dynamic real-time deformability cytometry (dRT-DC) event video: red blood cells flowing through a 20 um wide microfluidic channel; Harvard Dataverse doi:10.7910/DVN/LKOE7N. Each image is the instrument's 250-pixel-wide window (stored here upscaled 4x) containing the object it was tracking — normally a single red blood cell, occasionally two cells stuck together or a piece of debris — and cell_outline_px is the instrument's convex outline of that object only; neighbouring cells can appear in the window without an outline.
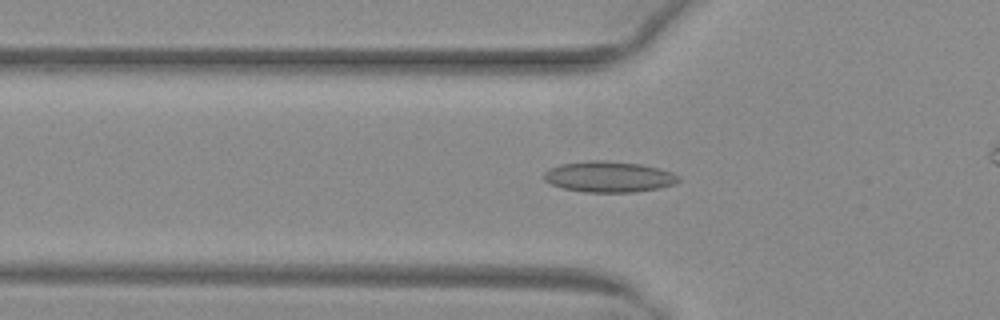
{"species": "common noctule bat (a hibernating species)", "species_latin": "Nyctalus noctula", "temperature_condition": "warm", "stored_images_in_passage": 31, "camera_frame_rate_fps": 3000, "um_per_image_px": 0.085, "animal": {"sex": "female", "body_mass_g": 29.2, "forearm_length_mm": 56.3}, "frame": {"image": 1, "passage_image": 3, "time_ms": 0.667, "image_size_px": [1000, 320], "cell_outline_px": [[680, 180], [676, 184], [656, 188], [632, 192], [584, 192], [564, 188], [552, 184], [544, 180], [544, 172], [548, 168], [560, 164], [588, 160], [604, 160], [640, 164], [660, 168], [672, 172], [680, 176]], "centroid_in_image_um": [51.75, 15.01], "position_along_channel_um": 74.0, "area_um2": 24.28}}
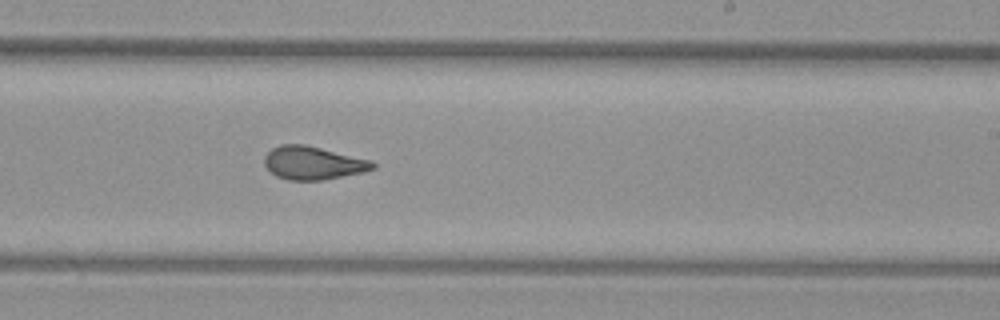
{"frame": {"image": 2, "passage_image": 17, "time_ms": 5.333, "image_size_px": [1000, 320], "cell_outline_px": [[376, 168], [364, 172], [324, 180], [288, 180], [276, 176], [264, 164], [264, 156], [272, 148], [280, 144], [304, 144], [372, 160], [376, 164]], "centroid_in_image_um": [26.63, 13.85], "position_along_channel_um": 262.4, "area_um2": 21.04}}
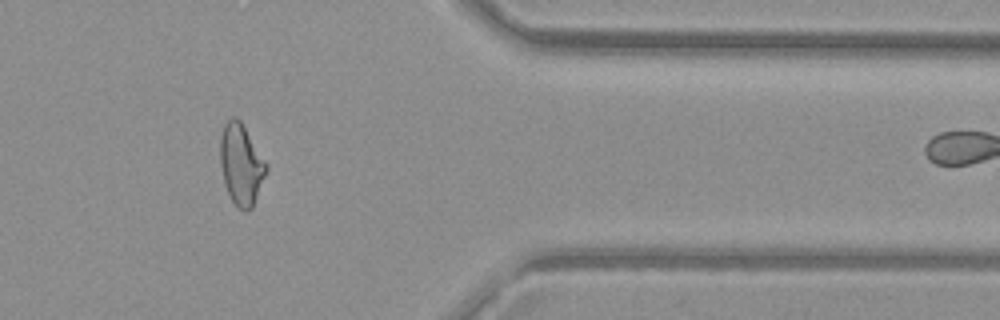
{"frame": {"image": 3, "passage_image": 28, "time_ms": 9.0, "image_size_px": [1000, 320], "cell_outline_px": [[268, 168], [252, 208], [248, 212], [244, 212], [232, 200], [224, 184], [220, 164], [220, 136], [224, 124], [232, 116], [236, 116], [240, 120], [268, 164]], "centroid_in_image_um": [20.49, 13.96], "position_along_channel_um": 390.9, "area_um2": 21.73}, "authors_computed_cell_mechanics": {"area_um2": 21.097, "velocity_mm_per_s": 4.0355, "shape_relaxation_time_tau1_ms": 10.6563, "shape_relaxation_time_tau2_ms": 1.2312, "deformation_change_tau1": 0.2582, "deformation_change_tau2": 0.0671}}